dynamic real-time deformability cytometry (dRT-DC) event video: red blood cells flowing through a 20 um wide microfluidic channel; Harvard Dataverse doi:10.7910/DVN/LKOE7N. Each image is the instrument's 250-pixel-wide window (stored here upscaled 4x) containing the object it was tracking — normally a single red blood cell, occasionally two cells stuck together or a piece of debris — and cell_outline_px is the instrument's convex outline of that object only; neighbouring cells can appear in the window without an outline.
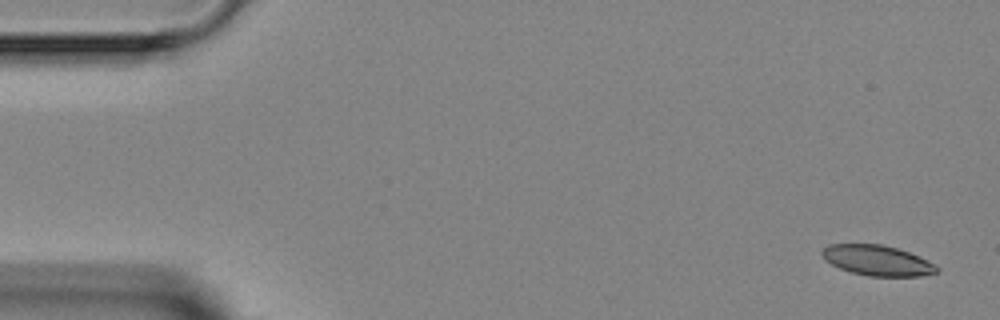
{"species": "Egyptian fruit bat (a non-hibernating species)", "species_latin": "Rousettus aegyptiacus", "temperature_condition": "room temperature", "stored_images_in_passage": 3, "segment_of_instrument_passage": [2, 2], "camera_frame_rate_fps": 3000, "um_per_image_px": 0.085, "animal": {"sex": "female"}, "frame": {"image": 1, "passage_image": 3, "time_ms": 4.0, "image_size_px": [1000, 320], "cell_outline_px": [[940, 268], [936, 272], [920, 276], [868, 276], [852, 272], [840, 268], [824, 260], [820, 252], [828, 244], [880, 244], [896, 248], [908, 252], [936, 264]], "centroid_in_image_um": [74.55, 22.13], "position_along_channel_um": 10.5, "area_um2": 20.17}}